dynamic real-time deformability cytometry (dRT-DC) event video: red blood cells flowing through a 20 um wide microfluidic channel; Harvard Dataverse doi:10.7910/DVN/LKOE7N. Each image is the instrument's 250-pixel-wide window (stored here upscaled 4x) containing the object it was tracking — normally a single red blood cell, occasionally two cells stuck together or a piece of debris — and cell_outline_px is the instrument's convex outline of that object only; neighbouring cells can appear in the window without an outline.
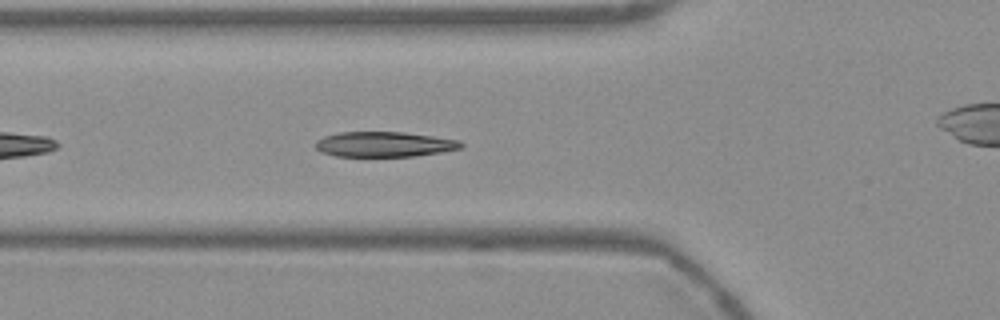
{"species": "Egyptian fruit bat (a non-hibernating species)", "species_latin": "Rousettus aegyptiacus", "temperature_condition": "warm", "stored_images_in_passage": 27, "camera_frame_rate_fps": 3000, "um_per_image_px": 0.085, "frame": {"image": 1, "passage_image": 7, "time_ms": 2.0, "image_size_px": [1000, 320], "cell_outline_px": [[464, 148], [416, 156], [336, 156], [320, 152], [316, 148], [316, 140], [324, 136], [340, 132], [404, 132], [460, 140], [464, 144]], "centroid_in_image_um": [32.68, 12.26], "position_along_channel_um": 93.1, "area_um2": 21.39}}
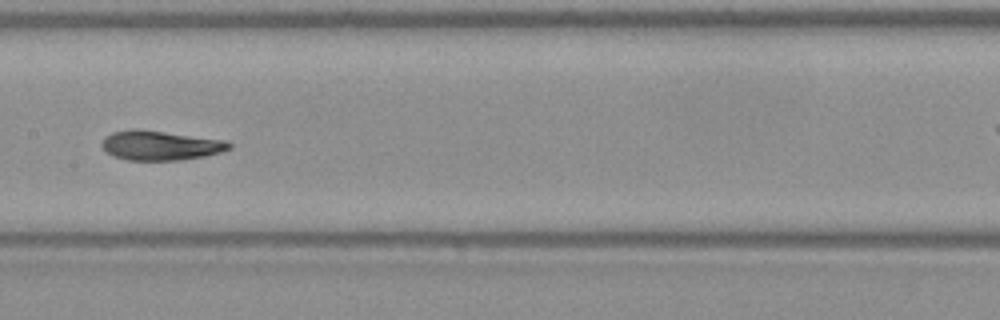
{"frame": {"image": 2, "passage_image": 15, "time_ms": 4.667, "image_size_px": [1000, 320], "cell_outline_px": [[232, 148], [220, 152], [204, 156], [180, 160], [128, 160], [112, 156], [100, 144], [104, 136], [112, 132], [132, 128], [136, 128], [228, 140], [232, 144]], "centroid_in_image_um": [13.63, 12.35], "position_along_channel_um": 193.8, "area_um2": 22.14}}
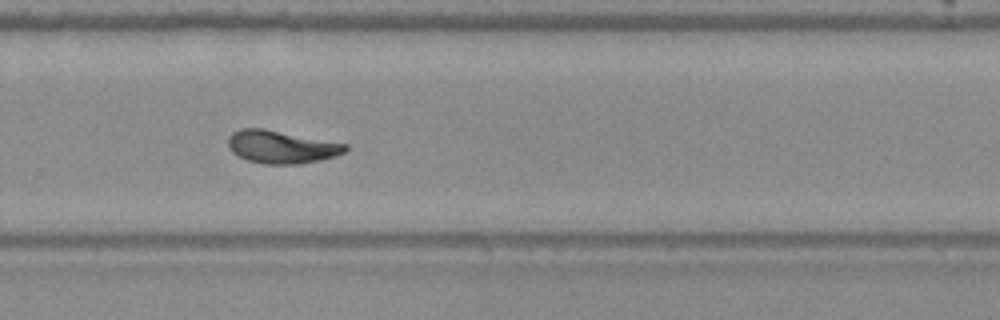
{"frame": {"image": 3, "passage_image": 24, "time_ms": 7.667, "image_size_px": [1000, 320], "cell_outline_px": [[348, 148], [344, 152], [336, 156], [320, 160], [300, 164], [264, 164], [248, 160], [236, 156], [228, 148], [228, 136], [232, 132], [240, 128], [264, 128], [348, 144]], "centroid_in_image_um": [23.89, 12.48], "position_along_channel_um": 305.9, "area_um2": 22.66}}